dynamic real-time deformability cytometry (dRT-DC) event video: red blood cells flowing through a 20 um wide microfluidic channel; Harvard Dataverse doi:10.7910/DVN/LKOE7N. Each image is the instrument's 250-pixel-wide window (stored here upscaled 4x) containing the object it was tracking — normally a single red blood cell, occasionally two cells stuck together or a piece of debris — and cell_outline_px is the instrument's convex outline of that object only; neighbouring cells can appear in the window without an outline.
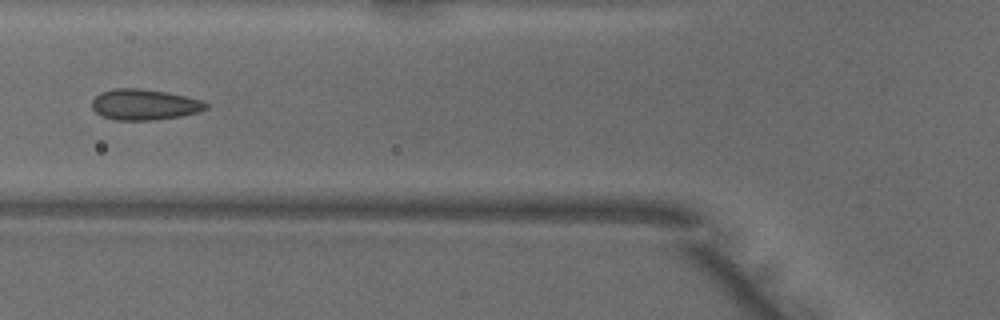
{"species": "common noctule bat (a hibernating species)", "species_latin": "Nyctalus noctula", "temperature_condition": "warm", "stored_images_in_passage": 26, "camera_frame_rate_fps": 3000, "um_per_image_px": 0.085, "animal": {"sex": "male", "body_mass_g": 18.8}, "frame": {"image": 1, "passage_image": 18, "time_ms": 5.667, "image_size_px": [1000, 320], "cell_outline_px": [[208, 108], [196, 112], [180, 116], [152, 120], [116, 120], [104, 116], [96, 112], [92, 108], [92, 100], [100, 92], [116, 88], [140, 88], [168, 92], [204, 100], [208, 104]], "centroid_in_image_um": [12.29, 8.87], "position_along_channel_um": 113.5, "area_um2": 20.46}}
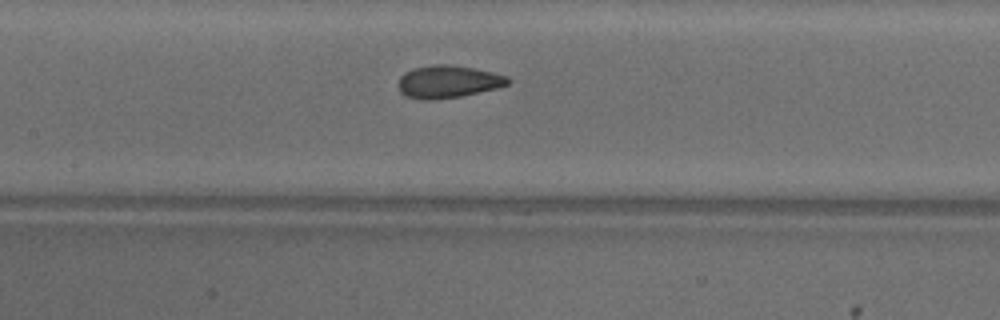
{"frame": {"image": 2, "passage_image": 22, "time_ms": 7.0, "image_size_px": [1000, 320], "cell_outline_px": [[508, 84], [496, 88], [460, 96], [432, 100], [428, 100], [404, 96], [400, 92], [396, 84], [400, 76], [404, 72], [412, 68], [436, 64], [448, 64], [472, 68], [492, 72], [508, 76]], "centroid_in_image_um": [38.01, 6.94], "position_along_channel_um": 169.4, "area_um2": 20.75}}